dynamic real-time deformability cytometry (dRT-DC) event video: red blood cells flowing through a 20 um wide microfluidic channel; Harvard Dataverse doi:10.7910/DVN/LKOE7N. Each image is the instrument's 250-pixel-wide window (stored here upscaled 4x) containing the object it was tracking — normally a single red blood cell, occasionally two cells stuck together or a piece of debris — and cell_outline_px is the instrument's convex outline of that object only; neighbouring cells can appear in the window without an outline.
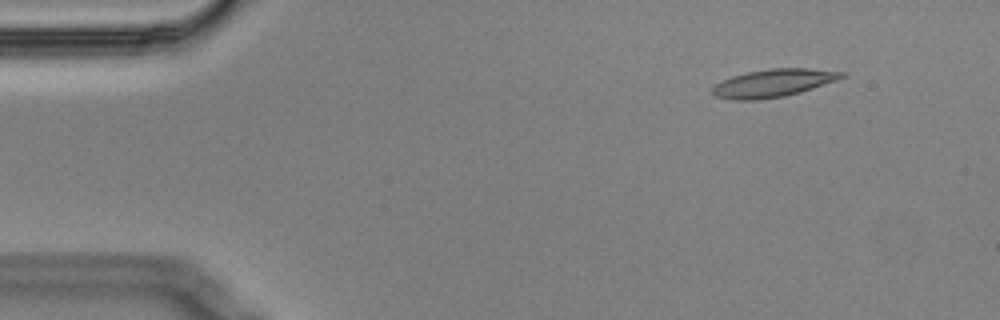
{"species": "Egyptian fruit bat (a non-hibernating species)", "species_latin": "Rousettus aegyptiacus", "temperature_condition": "cold", "stored_images_in_passage": 4, "camera_frame_rate_fps": 3000, "um_per_image_px": 0.085, "animal": {"sex": "male"}, "frame": {"image": 1, "passage_image": 1, "time_ms": 0.0, "image_size_px": [1000, 320], "cell_outline_px": [[844, 76], [836, 80], [800, 92], [784, 96], [756, 100], [732, 100], [716, 96], [712, 92], [712, 88], [716, 84], [732, 76], [748, 72], [768, 68], [808, 68], [844, 72]], "centroid_in_image_um": [65.7, 7.06], "position_along_channel_um": 19.3, "area_um2": 20.69}}
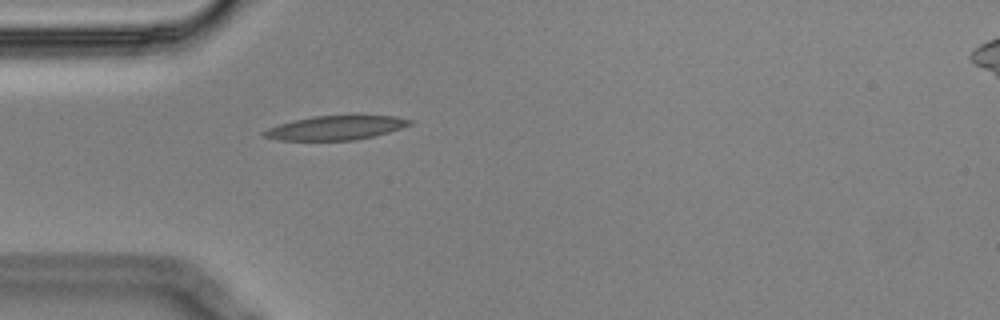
{"frame": {"image": 2, "passage_image": 4, "time_ms": 1.0, "image_size_px": [1000, 320], "cell_outline_px": [[412, 124], [388, 132], [356, 140], [280, 140], [260, 136], [260, 132], [268, 128], [280, 124], [312, 116], [396, 116], [412, 120]], "centroid_in_image_um": [28.49, 10.87], "position_along_channel_um": 56.5, "area_um2": 20.23}}